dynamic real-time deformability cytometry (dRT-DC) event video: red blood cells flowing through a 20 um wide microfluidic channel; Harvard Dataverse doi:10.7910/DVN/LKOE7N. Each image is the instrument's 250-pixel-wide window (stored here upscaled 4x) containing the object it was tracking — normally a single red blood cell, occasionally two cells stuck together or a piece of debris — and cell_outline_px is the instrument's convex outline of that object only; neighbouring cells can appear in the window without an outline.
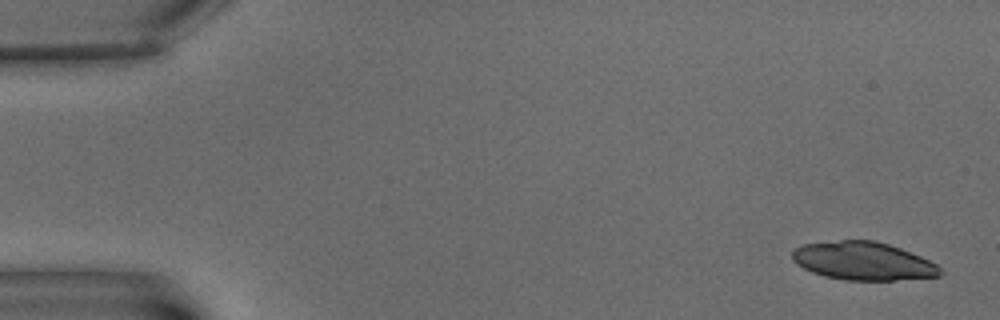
{"species": "common noctule bat (a hibernating species)", "species_latin": "Nyctalus noctula", "temperature_condition": "warm", "stored_images_in_passage": 5, "camera_frame_rate_fps": 3000, "um_per_image_px": 0.085, "animal": {"sex": "male", "body_mass_g": 15.6}, "frame": {"image": 1, "passage_image": 1, "time_ms": 0.0, "image_size_px": [1000, 320], "cell_outline_px": [[944, 272], [940, 276], [892, 280], [844, 280], [824, 276], [812, 272], [796, 264], [792, 260], [792, 252], [796, 248], [804, 244], [840, 240], [876, 240], [900, 248], [920, 256], [936, 264]], "centroid_in_image_um": [73.36, 22.19], "position_along_channel_um": 11.6, "area_um2": 32.83}}